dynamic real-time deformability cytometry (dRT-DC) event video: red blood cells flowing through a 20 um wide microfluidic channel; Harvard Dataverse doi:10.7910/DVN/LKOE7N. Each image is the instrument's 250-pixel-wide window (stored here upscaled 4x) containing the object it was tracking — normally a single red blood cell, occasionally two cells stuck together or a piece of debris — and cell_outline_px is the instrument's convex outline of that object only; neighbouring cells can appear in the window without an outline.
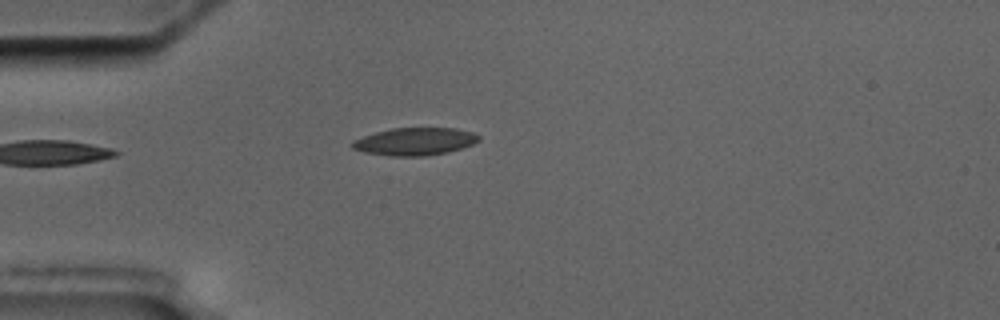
{"species": "common noctule bat (a hibernating species)", "species_latin": "Nyctalus noctula", "temperature_condition": "cold", "stored_images_in_passage": 2, "camera_frame_rate_fps": 3000, "um_per_image_px": 0.085, "animal": {"sex": "male", "body_mass_g": 17.5, "forearm_length_mm": 52.3}, "frame": {"image": 1, "passage_image": 2, "time_ms": 1.0, "image_size_px": [1000, 320], "cell_outline_px": [[480, 140], [472, 144], [460, 148], [444, 152], [424, 156], [392, 156], [364, 152], [352, 148], [348, 144], [352, 140], [376, 132], [392, 128], [456, 128], [472, 132], [480, 136]], "centroid_in_image_um": [35.22, 12.02], "position_along_channel_um": 49.8, "area_um2": 20.23}}